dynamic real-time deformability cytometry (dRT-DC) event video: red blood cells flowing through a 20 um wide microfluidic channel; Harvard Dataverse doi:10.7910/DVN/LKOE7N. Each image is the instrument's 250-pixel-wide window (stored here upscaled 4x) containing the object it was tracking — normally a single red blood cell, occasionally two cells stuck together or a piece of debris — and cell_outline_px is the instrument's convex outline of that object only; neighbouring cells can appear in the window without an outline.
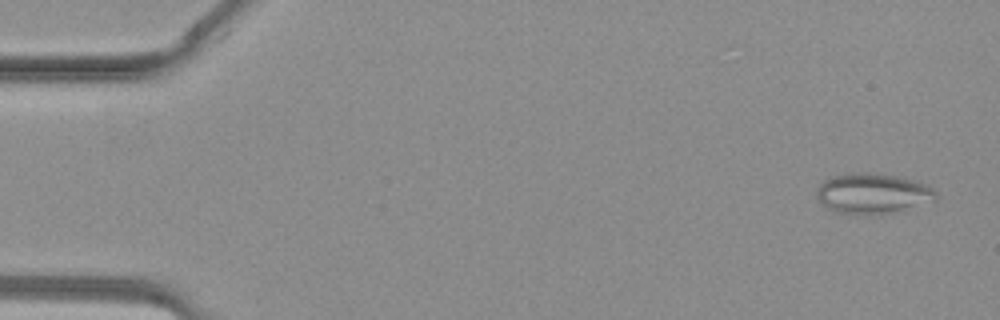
{"species": "common noctule bat (a hibernating species)", "species_latin": "Nyctalus noctula", "temperature_condition": "warm", "stored_images_in_passage": 38, "camera_frame_rate_fps": 3000, "um_per_image_px": 0.085, "animal": {"sex": "female", "body_mass_g": 19.3, "forearm_length_mm": 54.1}, "frame": {"image": 1, "passage_image": 1, "time_ms": 0.0, "image_size_px": [1000, 320], "cell_outline_px": [[936, 200], [892, 212], [876, 216], [856, 216], [832, 212], [824, 208], [820, 204], [816, 196], [816, 192], [820, 184], [824, 180], [832, 176], [856, 172], [872, 172], [904, 176], [916, 180], [932, 188], [936, 192]], "centroid_in_image_um": [74.11, 16.46], "position_along_channel_um": 10.9, "area_um2": 28.96}}
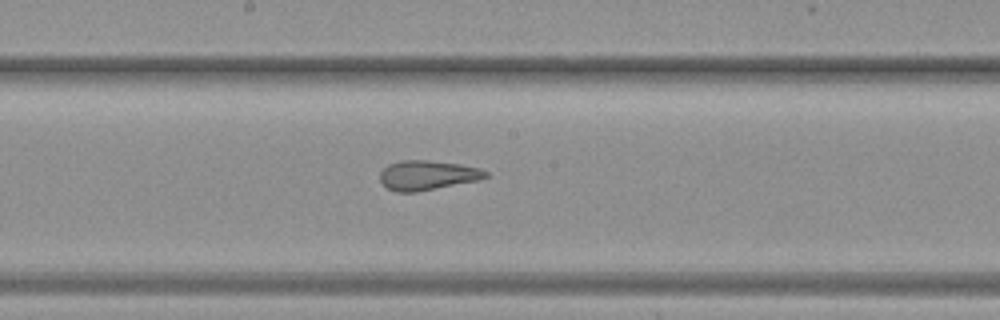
{"frame": {"image": 2, "passage_image": 20, "time_ms": 6.333, "image_size_px": [1000, 320], "cell_outline_px": [[488, 176], [480, 180], [416, 192], [396, 192], [388, 188], [380, 180], [380, 172], [388, 164], [400, 160], [428, 160], [460, 164], [480, 168], [488, 172]], "centroid_in_image_um": [36.34, 14.89], "position_along_channel_um": 211.9, "area_um2": 18.26}}
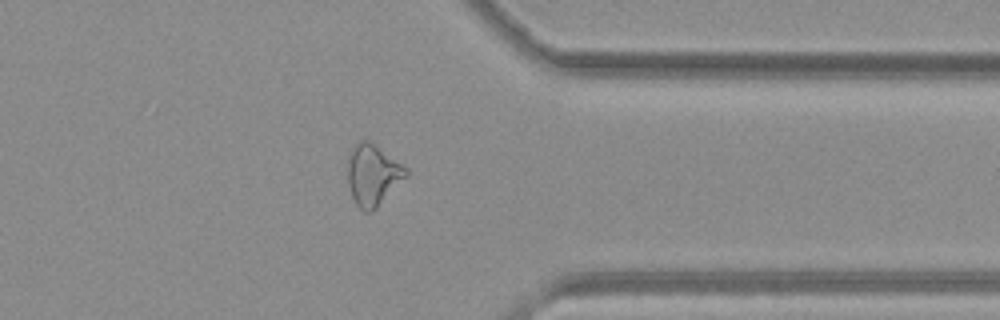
{"frame": {"image": 3, "passage_image": 30, "time_ms": 9.667, "image_size_px": [1000, 320], "cell_outline_px": [[408, 176], [372, 212], [364, 212], [356, 204], [352, 196], [348, 184], [348, 152], [360, 140], [368, 140], [408, 168]], "centroid_in_image_um": [31.69, 14.87], "position_along_channel_um": 379.7, "area_um2": 20.75}}